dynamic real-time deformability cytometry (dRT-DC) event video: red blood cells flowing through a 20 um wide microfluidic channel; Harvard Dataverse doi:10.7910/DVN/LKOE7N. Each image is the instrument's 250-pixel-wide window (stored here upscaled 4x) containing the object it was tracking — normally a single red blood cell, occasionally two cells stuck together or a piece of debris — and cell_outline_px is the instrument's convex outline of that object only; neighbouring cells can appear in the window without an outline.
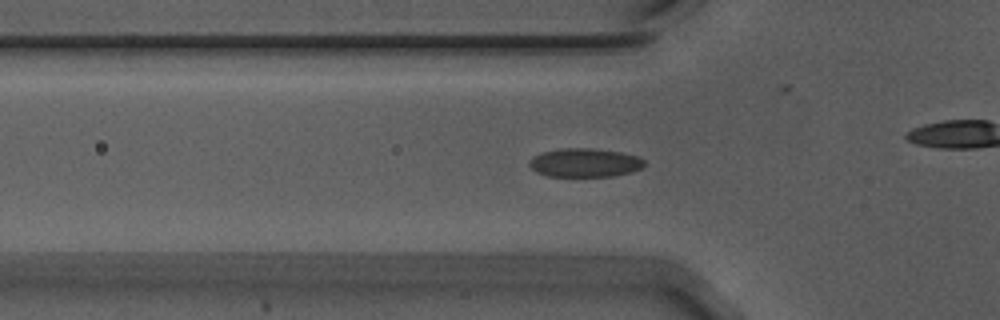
{"species": "Egyptian fruit bat (a non-hibernating species)", "species_latin": "Rousettus aegyptiacus", "temperature_condition": "warm", "stored_images_in_passage": 45, "camera_frame_rate_fps": 3000, "um_per_image_px": 0.085, "animal": {"sex": "male"}, "frame": {"image": 1, "passage_image": 7, "time_ms": 2.0, "image_size_px": [1000, 320], "cell_outline_px": [[644, 164], [640, 168], [632, 172], [612, 176], [548, 176], [536, 172], [528, 164], [532, 156], [544, 152], [564, 148], [592, 148], [620, 152], [640, 156], [644, 160]], "centroid_in_image_um": [49.71, 13.83], "position_along_channel_um": 76.1, "area_um2": 19.19}}
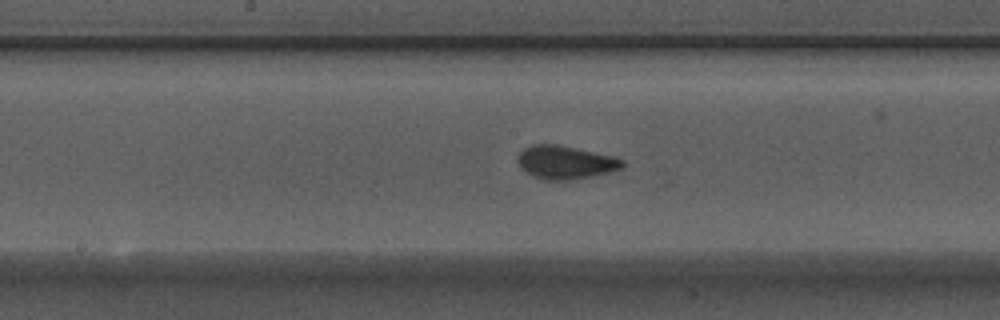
{"frame": {"image": 2, "passage_image": 17, "time_ms": 5.333, "image_size_px": [1000, 320], "cell_outline_px": [[624, 168], [592, 176], [568, 180], [544, 180], [532, 176], [524, 172], [520, 168], [516, 160], [516, 156], [524, 148], [532, 144], [556, 144], [616, 156], [624, 160]], "centroid_in_image_um": [48.03, 13.8], "position_along_channel_um": 200.2, "area_um2": 20.63}}
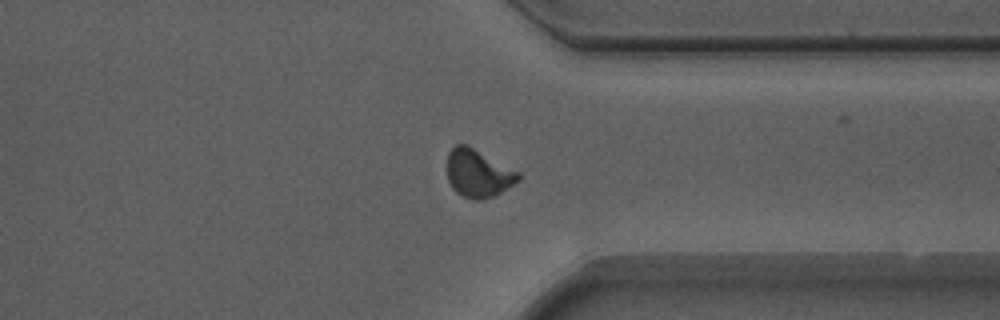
{"frame": {"image": 3, "passage_image": 31, "time_ms": 10.0, "image_size_px": [1000, 320], "cell_outline_px": [[520, 180], [500, 192], [484, 200], [472, 200], [460, 196], [452, 188], [448, 180], [448, 152], [456, 144], [468, 144], [520, 172]], "centroid_in_image_um": [40.64, 14.73], "position_along_channel_um": 370.8, "area_um2": 20.06}, "authors_computed_cell_mechanics": {"area_um2": 18.9006, "velocity_mm_per_s": 3.7113, "shape_relaxation_time_tau1_ms": 4.9682, "shape_relaxation_time_tau2_ms": 1.1331, "deformation_change_tau1": 0.1168, "deformation_change_tau2": 0.0722}}